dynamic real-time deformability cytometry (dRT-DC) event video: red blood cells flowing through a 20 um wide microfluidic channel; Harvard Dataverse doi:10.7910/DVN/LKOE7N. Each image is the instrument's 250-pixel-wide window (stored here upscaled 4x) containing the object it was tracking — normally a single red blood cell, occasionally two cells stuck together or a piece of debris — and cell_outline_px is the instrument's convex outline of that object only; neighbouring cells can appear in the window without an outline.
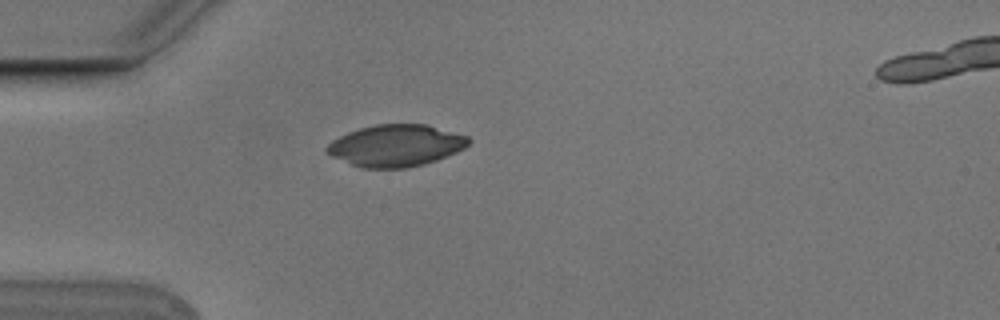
{"species": "Egyptian fruit bat (a non-hibernating species)", "species_latin": "Rousettus aegyptiacus", "temperature_condition": "cold", "stored_images_in_passage": 2, "camera_frame_rate_fps": 3000, "um_per_image_px": 0.085, "animal": {"sex": "male"}, "frame": {"image": 1, "passage_image": 1, "time_ms": 0.0, "image_size_px": [1000, 320], "cell_outline_px": [[472, 140], [464, 148], [456, 152], [436, 160], [424, 164], [404, 168], [360, 168], [332, 156], [324, 152], [324, 148], [332, 140], [348, 132], [360, 128], [376, 124], [424, 124], [468, 136]], "centroid_in_image_um": [33.62, 12.38], "position_along_channel_um": 51.4, "area_um2": 34.45}}